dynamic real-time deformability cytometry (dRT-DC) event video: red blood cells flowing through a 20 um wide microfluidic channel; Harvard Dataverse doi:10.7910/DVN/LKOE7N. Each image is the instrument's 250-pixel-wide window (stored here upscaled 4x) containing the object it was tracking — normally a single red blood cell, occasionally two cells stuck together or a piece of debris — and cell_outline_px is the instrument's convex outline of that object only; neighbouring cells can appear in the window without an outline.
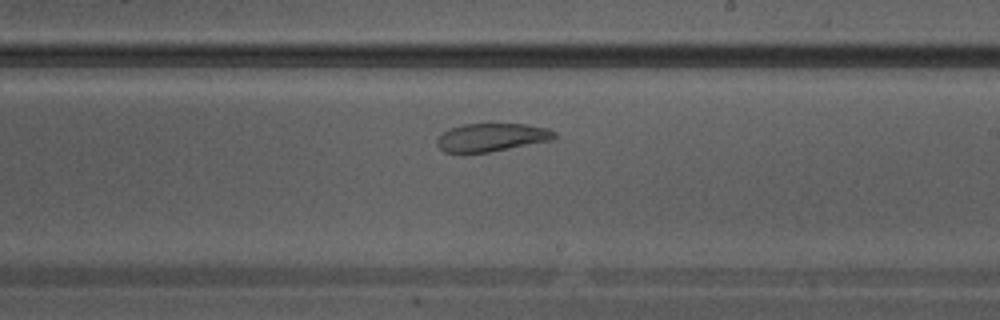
{"species": "Egyptian fruit bat (a non-hibernating species)", "species_latin": "Rousettus aegyptiacus", "temperature_condition": "warm", "stored_images_in_passage": 14, "camera_frame_rate_fps": 3000, "um_per_image_px": 0.085, "animal": {"sex": "male"}, "frame": {"image": 1, "passage_image": 13, "time_ms": 4.0, "image_size_px": [1000, 320], "cell_outline_px": [[556, 136], [552, 140], [488, 152], [444, 152], [436, 144], [436, 140], [444, 132], [452, 128], [464, 124], [528, 124], [548, 128], [556, 132]], "centroid_in_image_um": [41.82, 11.67], "position_along_channel_um": 247.2, "area_um2": 19.02}}